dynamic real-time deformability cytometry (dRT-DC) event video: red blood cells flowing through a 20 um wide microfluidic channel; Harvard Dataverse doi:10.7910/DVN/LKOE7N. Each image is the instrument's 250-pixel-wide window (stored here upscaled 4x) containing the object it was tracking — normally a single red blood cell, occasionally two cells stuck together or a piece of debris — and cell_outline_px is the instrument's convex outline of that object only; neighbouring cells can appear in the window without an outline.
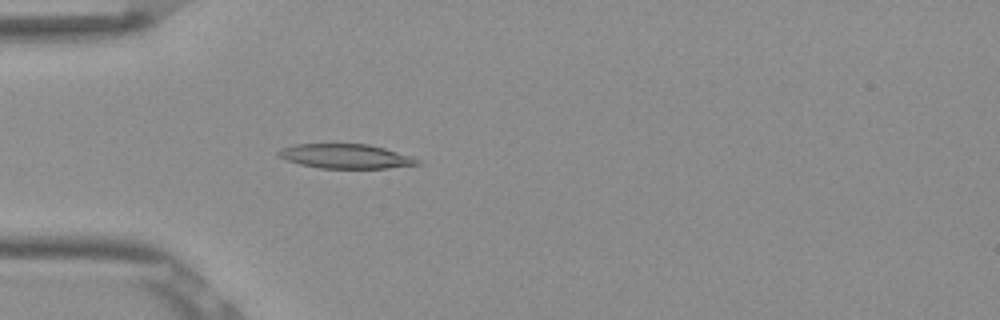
{"species": "Egyptian fruit bat (a non-hibernating species)", "species_latin": "Rousettus aegyptiacus", "temperature_condition": "room temperature", "stored_images_in_passage": 43, "camera_frame_rate_fps": 3000, "um_per_image_px": 0.085, "frame": {"image": 1, "passage_image": 6, "time_ms": 1.667, "image_size_px": [1000, 320], "cell_outline_px": [[424, 164], [388, 168], [320, 168], [300, 164], [284, 160], [276, 156], [276, 152], [280, 148], [296, 144], [368, 144], [384, 148], [412, 156], [420, 160]], "centroid_in_image_um": [29.37, 13.28], "position_along_channel_um": 55.6, "area_um2": 20.0}}
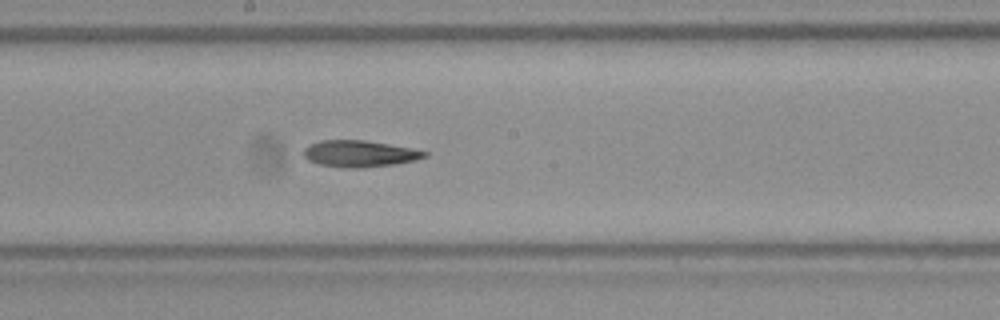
{"frame": {"image": 2, "passage_image": 19, "time_ms": 6.0, "image_size_px": [1000, 320], "cell_outline_px": [[428, 156], [416, 160], [396, 164], [360, 168], [348, 168], [320, 164], [308, 160], [304, 156], [304, 148], [308, 144], [320, 140], [364, 140], [412, 148], [428, 152]], "centroid_in_image_um": [30.57, 13.06], "position_along_channel_um": 217.6, "area_um2": 18.73}}
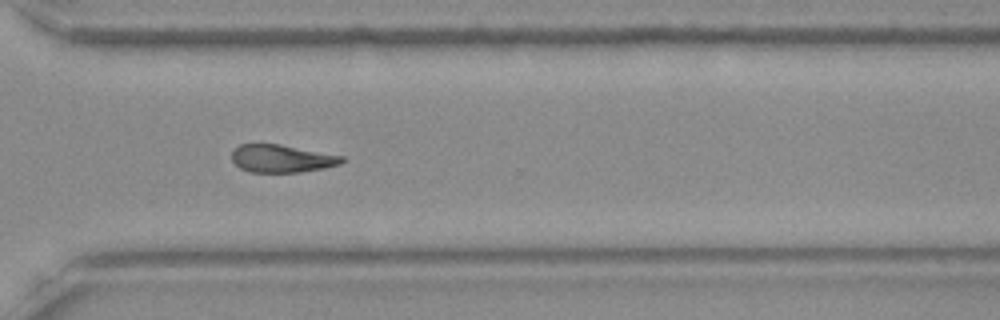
{"frame": {"image": 3, "passage_image": 29, "time_ms": 9.333, "image_size_px": [1000, 320], "cell_outline_px": [[348, 160], [340, 164], [324, 168], [300, 172], [248, 172], [240, 168], [232, 160], [232, 152], [240, 144], [280, 144], [344, 156]], "centroid_in_image_um": [23.98, 13.48], "position_along_channel_um": 346.6, "area_um2": 17.86}}